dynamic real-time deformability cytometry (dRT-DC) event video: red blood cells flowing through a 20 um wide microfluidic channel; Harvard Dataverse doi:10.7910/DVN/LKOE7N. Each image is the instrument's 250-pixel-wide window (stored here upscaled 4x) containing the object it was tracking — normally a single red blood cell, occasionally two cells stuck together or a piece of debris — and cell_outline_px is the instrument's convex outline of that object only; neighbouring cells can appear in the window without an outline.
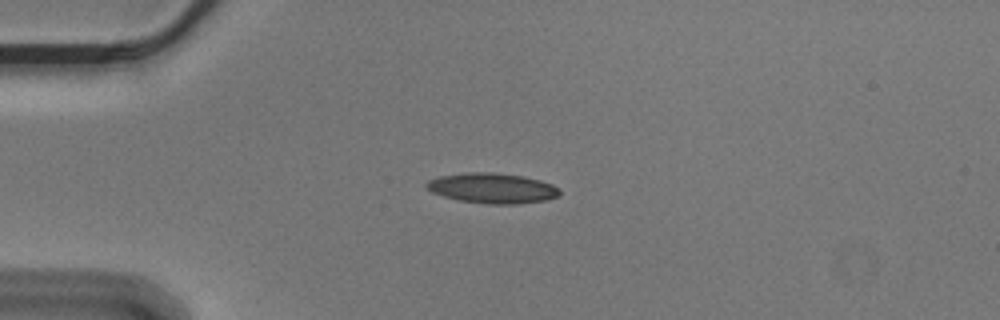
{"species": "Egyptian fruit bat (a non-hibernating species)", "species_latin": "Rousettus aegyptiacus", "temperature_condition": "cold", "stored_images_in_passage": 43, "camera_frame_rate_fps": 3000, "um_per_image_px": 0.085, "animal": {"sex": "male"}, "frame": {"image": 1, "passage_image": 1, "time_ms": 0.0, "image_size_px": [1000, 320], "cell_outline_px": [[560, 192], [556, 196], [548, 200], [516, 204], [488, 204], [460, 200], [444, 196], [432, 192], [424, 184], [428, 180], [440, 176], [468, 172], [492, 172], [524, 176], [540, 180], [552, 184], [560, 188]], "centroid_in_image_um": [41.87, 15.99], "position_along_channel_um": 43.1, "area_um2": 23.41}}
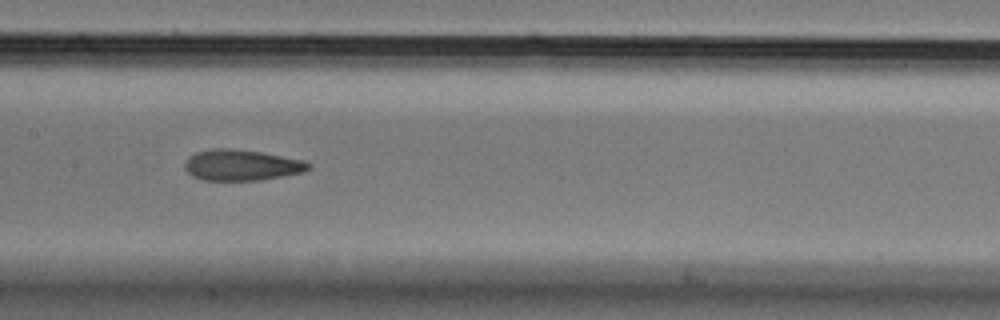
{"frame": {"image": 2, "passage_image": 15, "time_ms": 4.667, "image_size_px": [1000, 320], "cell_outline_px": [[312, 168], [304, 172], [260, 180], [200, 180], [192, 176], [184, 168], [184, 164], [188, 156], [196, 152], [212, 148], [228, 148], [260, 152], [304, 160], [312, 164]], "centroid_in_image_um": [20.53, 14.03], "position_along_channel_um": 186.9, "area_um2": 22.43}}
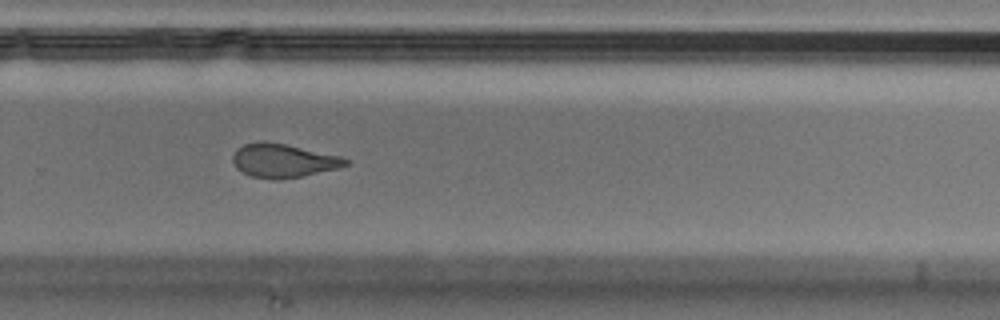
{"frame": {"image": 3, "passage_image": 25, "time_ms": 8.0, "image_size_px": [1000, 320], "cell_outline_px": [[348, 164], [340, 168], [304, 176], [276, 180], [272, 180], [252, 176], [236, 168], [232, 160], [232, 156], [236, 148], [244, 144], [260, 140], [264, 140], [284, 144], [340, 156], [348, 160]], "centroid_in_image_um": [24.05, 13.65], "position_along_channel_um": 305.8, "area_um2": 22.25}, "authors_computed_cell_mechanics": {"area_um2": 23.12, "velocity_mm_per_s": 3.5841, "shape_relaxation_time_tau1_ms": null, "shape_relaxation_time_tau2_ms": 2.3013, "deformation_change_tau1": null, "deformation_change_tau2": 0.0992}}